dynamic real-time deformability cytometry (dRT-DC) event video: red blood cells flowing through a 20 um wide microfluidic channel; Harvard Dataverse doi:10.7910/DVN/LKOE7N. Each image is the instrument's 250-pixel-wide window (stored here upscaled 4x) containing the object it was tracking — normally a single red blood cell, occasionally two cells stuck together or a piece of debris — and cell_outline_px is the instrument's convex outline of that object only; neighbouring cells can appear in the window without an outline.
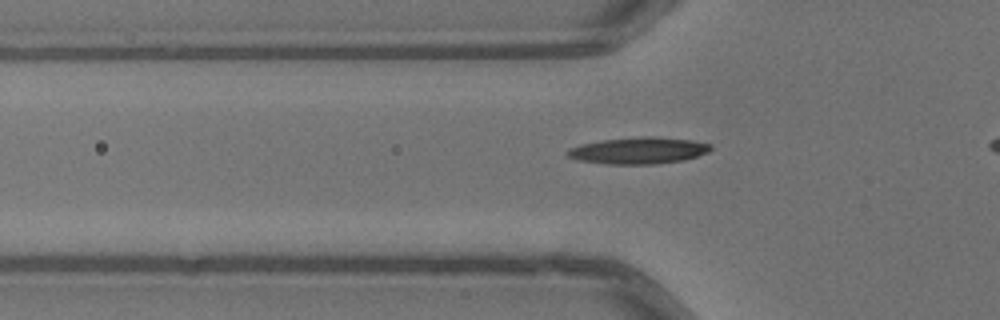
{"species": "common noctule bat (a hibernating species)", "species_latin": "Nyctalus noctula", "temperature_condition": "warm", "stored_images_in_passage": 39, "camera_frame_rate_fps": 3000, "um_per_image_px": 0.085, "animal": {"sex": "male", "body_mass_g": 13.3}, "frame": {"image": 1, "passage_image": 12, "time_ms": 3.667, "image_size_px": [1000, 320], "cell_outline_px": [[712, 148], [708, 152], [684, 160], [656, 164], [608, 164], [580, 160], [568, 156], [564, 152], [568, 148], [580, 144], [604, 140], [644, 136], [652, 136], [692, 140], [712, 144]], "centroid_in_image_um": [54.28, 12.79], "position_along_channel_um": 71.5, "area_um2": 22.2}}
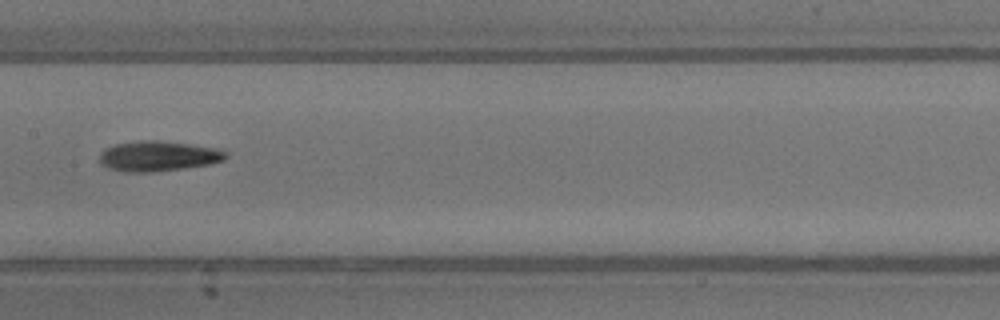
{"frame": {"image": 2, "passage_image": 21, "time_ms": 6.667, "image_size_px": [1000, 320], "cell_outline_px": [[228, 156], [224, 160], [208, 164], [184, 168], [152, 172], [128, 172], [108, 168], [100, 164], [100, 152], [104, 148], [116, 144], [140, 140], [156, 140], [188, 144], [216, 148], [228, 152]], "centroid_in_image_um": [13.43, 13.27], "position_along_channel_um": 194.0, "area_um2": 22.2}}
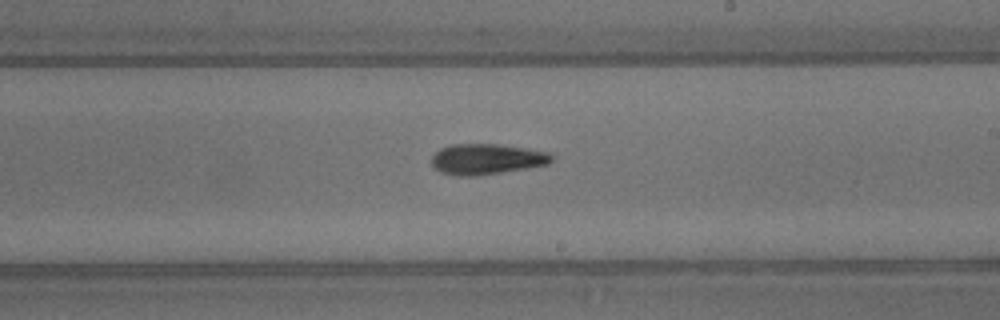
{"frame": {"image": 3, "passage_image": 25, "time_ms": 8.0, "image_size_px": [1000, 320], "cell_outline_px": [[552, 160], [548, 164], [528, 168], [476, 176], [456, 176], [440, 172], [432, 164], [432, 156], [440, 148], [448, 144], [496, 144], [528, 148], [552, 152]], "centroid_in_image_um": [41.38, 13.52], "position_along_channel_um": 247.6, "area_um2": 21.62}}